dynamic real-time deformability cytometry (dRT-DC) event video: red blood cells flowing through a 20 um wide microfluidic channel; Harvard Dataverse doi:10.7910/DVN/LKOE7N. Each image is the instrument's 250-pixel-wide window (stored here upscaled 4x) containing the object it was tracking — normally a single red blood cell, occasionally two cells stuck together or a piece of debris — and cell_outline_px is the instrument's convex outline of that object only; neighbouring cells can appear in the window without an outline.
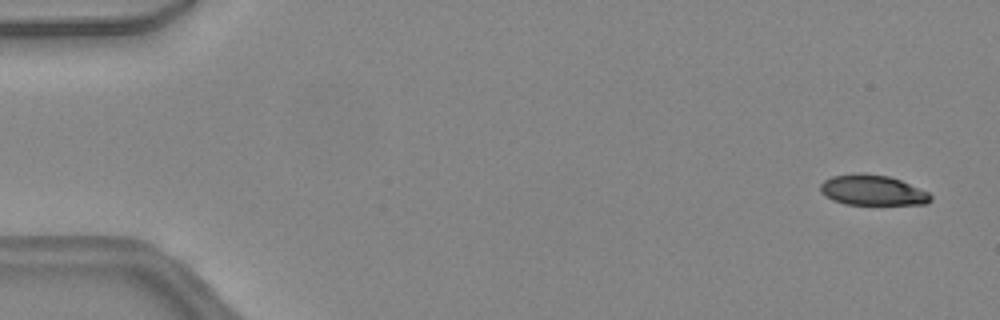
{"species": "common noctule bat (a hibernating species)", "species_latin": "Nyctalus noctula", "temperature_condition": "warm", "stored_images_in_passage": 13, "camera_frame_rate_fps": 3000, "um_per_image_px": 0.085, "animal": {"sex": "female", "body_mass_g": 24.6, "forearm_length_mm": 56.2}, "frame": {"image": 1, "passage_image": 3, "time_ms": 0.667, "image_size_px": [1000, 320], "cell_outline_px": [[932, 200], [928, 204], [844, 204], [832, 200], [820, 192], [820, 184], [824, 180], [832, 176], [856, 172], [864, 172], [888, 176], [900, 180], [928, 192], [932, 196]], "centroid_in_image_um": [74.14, 16.16], "position_along_channel_um": 10.9, "area_um2": 19.65}}